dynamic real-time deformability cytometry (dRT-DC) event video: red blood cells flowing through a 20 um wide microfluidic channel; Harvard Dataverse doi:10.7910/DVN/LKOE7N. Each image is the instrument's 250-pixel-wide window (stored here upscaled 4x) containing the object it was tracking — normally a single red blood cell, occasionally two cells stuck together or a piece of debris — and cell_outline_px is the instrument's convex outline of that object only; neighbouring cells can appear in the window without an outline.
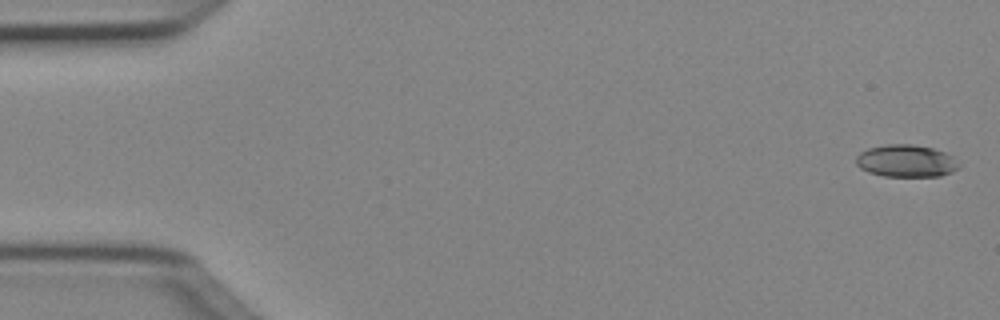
{"species": "Egyptian fruit bat (a non-hibernating species)", "species_latin": "Rousettus aegyptiacus", "temperature_condition": "cold", "stored_images_in_passage": 4, "camera_frame_rate_fps": 3000, "um_per_image_px": 0.085, "animal": {"sex": "female"}, "frame": {"image": 1, "passage_image": 1, "time_ms": 0.0, "image_size_px": [1000, 320], "cell_outline_px": [[960, 168], [952, 172], [940, 176], [884, 176], [868, 172], [860, 168], [856, 164], [856, 156], [860, 152], [868, 148], [884, 144], [912, 144], [932, 148], [944, 152], [952, 156], [960, 164]], "centroid_in_image_um": [77.02, 13.68], "position_along_channel_um": 8.0, "area_um2": 19.48}}
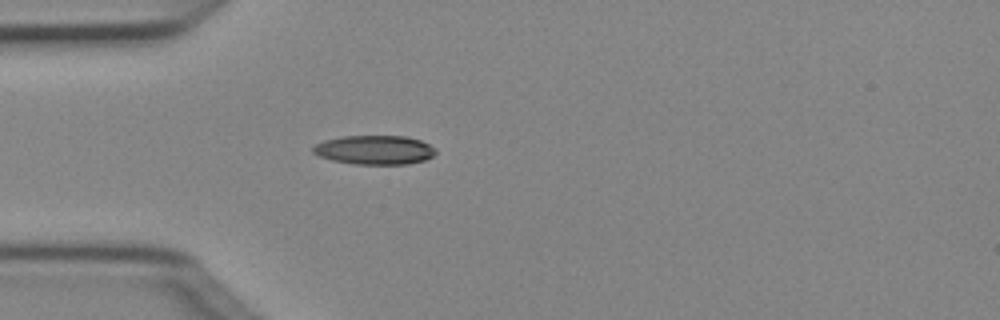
{"frame": {"image": 2, "passage_image": 4, "time_ms": 1.0, "image_size_px": [1000, 320], "cell_outline_px": [[436, 152], [432, 156], [424, 160], [408, 164], [352, 164], [332, 160], [320, 156], [312, 152], [312, 148], [316, 144], [324, 140], [340, 136], [408, 136], [420, 140], [436, 148]], "centroid_in_image_um": [31.83, 12.74], "position_along_channel_um": 53.2, "area_um2": 20.87}}